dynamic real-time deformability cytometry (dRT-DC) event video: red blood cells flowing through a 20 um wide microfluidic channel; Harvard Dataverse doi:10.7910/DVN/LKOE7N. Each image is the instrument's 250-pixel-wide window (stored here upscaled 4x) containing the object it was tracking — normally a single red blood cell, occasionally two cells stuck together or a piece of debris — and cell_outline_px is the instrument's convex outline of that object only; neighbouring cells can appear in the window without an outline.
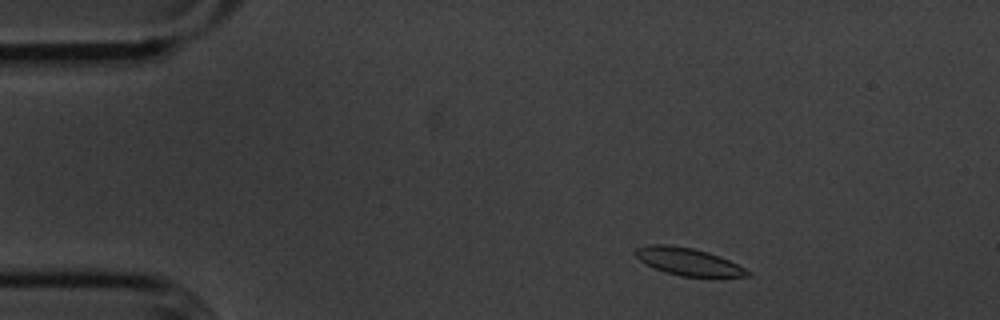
{"species": "common noctule bat (a hibernating species)", "species_latin": "Nyctalus noctula", "temperature_condition": "cold", "stored_images_in_passage": 51, "camera_frame_rate_fps": 3000, "um_per_image_px": 0.085, "animal": {"sex": "male", "body_mass_g": 20.1, "forearm_length_mm": 53.5}, "frame": {"image": 1, "passage_image": 4, "time_ms": 1.0, "image_size_px": [1000, 320], "cell_outline_px": [[752, 276], [680, 276], [664, 272], [640, 260], [632, 252], [636, 248], [652, 244], [668, 244], [692, 248], [708, 252], [720, 256], [752, 272]], "centroid_in_image_um": [58.48, 22.23], "position_along_channel_um": 26.5, "area_um2": 17.69}}
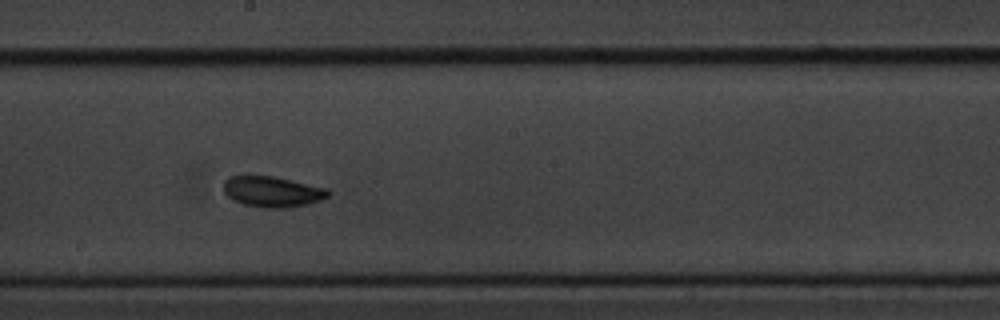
{"frame": {"image": 2, "passage_image": 26, "time_ms": 8.333, "image_size_px": [1000, 320], "cell_outline_px": [[332, 192], [328, 196], [320, 200], [308, 204], [288, 208], [264, 208], [244, 204], [232, 200], [224, 192], [224, 180], [228, 176], [248, 172], [272, 176], [328, 188]], "centroid_in_image_um": [23.1, 16.25], "position_along_channel_um": 225.1, "area_um2": 19.42}}
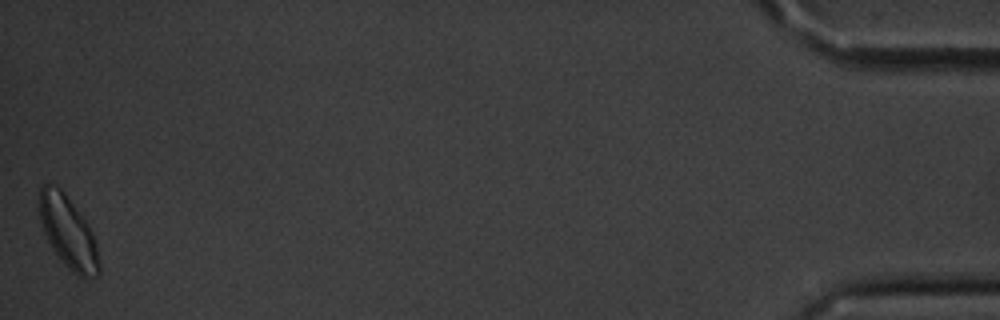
{"frame": {"image": 3, "passage_image": 51, "time_ms": 16.667, "image_size_px": [1000, 320], "cell_outline_px": [[100, 272], [96, 276], [84, 280], [76, 276], [60, 260], [52, 248], [44, 232], [40, 220], [40, 188], [44, 184], [48, 184], [60, 188], [64, 192], [88, 224], [92, 232], [96, 244], [100, 264]], "centroid_in_image_um": [5.82, 19.81], "position_along_channel_um": 429.4, "area_um2": 24.97}, "authors_computed_cell_mechanics": {"area_um2": 17.8024, "velocity_mm_per_s": 3.5615, "shape_relaxation_time_tau1_ms": 1.6407, "shape_relaxation_time_tau2_ms": 5.3299, "deformation_change_tau1": 0.0748, "deformation_change_tau2": 0.0876}}